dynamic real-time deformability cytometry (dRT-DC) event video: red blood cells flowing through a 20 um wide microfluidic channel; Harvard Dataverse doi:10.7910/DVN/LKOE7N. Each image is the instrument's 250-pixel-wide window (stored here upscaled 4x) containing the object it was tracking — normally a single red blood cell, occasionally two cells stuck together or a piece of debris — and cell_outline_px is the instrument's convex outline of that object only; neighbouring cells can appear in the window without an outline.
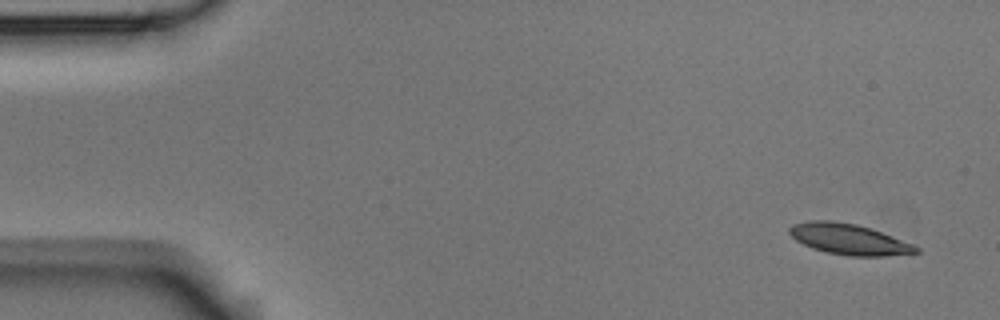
{"species": "Egyptian fruit bat (a non-hibernating species)", "species_latin": "Rousettus aegyptiacus", "temperature_condition": "room temperature", "stored_images_in_passage": 4, "camera_frame_rate_fps": 3000, "um_per_image_px": 0.085, "animal": {"sex": "male"}, "frame": {"image": 1, "passage_image": 1, "time_ms": 0.0, "image_size_px": [1000, 320], "cell_outline_px": [[920, 252], [884, 256], [848, 256], [828, 252], [812, 248], [796, 240], [788, 232], [788, 228], [792, 224], [808, 220], [828, 220], [856, 224], [872, 228], [916, 244], [920, 248]], "centroid_in_image_um": [72.2, 20.32], "position_along_channel_um": 12.8, "area_um2": 22.95}}
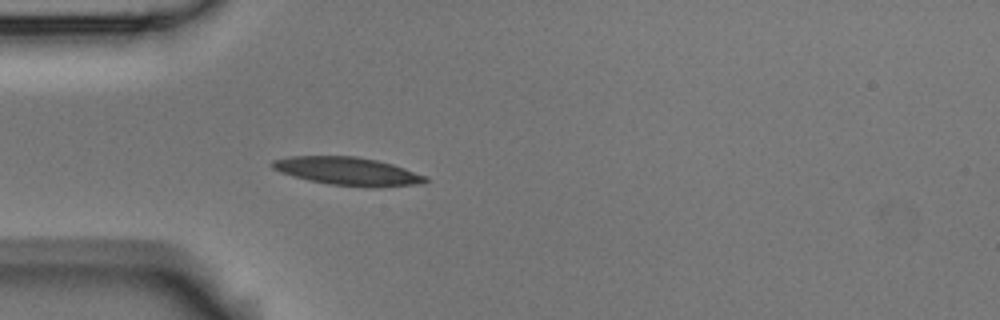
{"frame": {"image": 2, "passage_image": 4, "time_ms": 4.333, "image_size_px": [1000, 320], "cell_outline_px": [[428, 180], [424, 184], [380, 188], [372, 188], [328, 184], [308, 180], [292, 176], [280, 172], [272, 168], [268, 164], [272, 160], [288, 156], [356, 156], [376, 160], [392, 164], [428, 176]], "centroid_in_image_um": [29.57, 14.57], "position_along_channel_um": 55.4, "area_um2": 25.61}}